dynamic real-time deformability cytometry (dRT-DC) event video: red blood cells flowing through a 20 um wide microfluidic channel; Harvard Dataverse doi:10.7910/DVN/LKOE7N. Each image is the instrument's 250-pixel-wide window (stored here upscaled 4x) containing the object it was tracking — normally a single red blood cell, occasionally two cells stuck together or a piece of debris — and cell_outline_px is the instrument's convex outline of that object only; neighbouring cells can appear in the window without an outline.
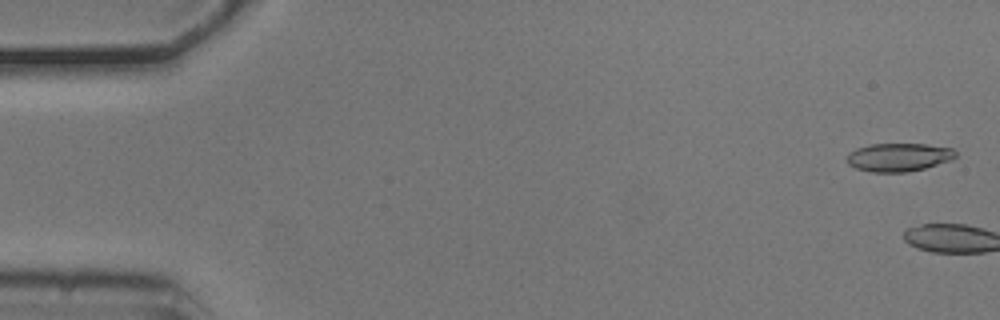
{"species": "common noctule bat (a hibernating species)", "species_latin": "Nyctalus noctula", "temperature_condition": "cold", "stored_images_in_passage": 4, "camera_frame_rate_fps": 3000, "um_per_image_px": 0.085, "animal": {"sex": "male", "body_mass_g": 20.5, "forearm_length_mm": 52.5}, "frame": {"image": 1, "passage_image": 2, "time_ms": 0.333, "image_size_px": [1000, 320], "cell_outline_px": [[956, 156], [952, 160], [924, 168], [908, 172], [872, 172], [856, 168], [848, 164], [848, 152], [856, 148], [872, 144], [928, 144], [952, 148], [956, 152]], "centroid_in_image_um": [76.4, 13.36], "position_along_channel_um": 8.6, "area_um2": 17.92}}